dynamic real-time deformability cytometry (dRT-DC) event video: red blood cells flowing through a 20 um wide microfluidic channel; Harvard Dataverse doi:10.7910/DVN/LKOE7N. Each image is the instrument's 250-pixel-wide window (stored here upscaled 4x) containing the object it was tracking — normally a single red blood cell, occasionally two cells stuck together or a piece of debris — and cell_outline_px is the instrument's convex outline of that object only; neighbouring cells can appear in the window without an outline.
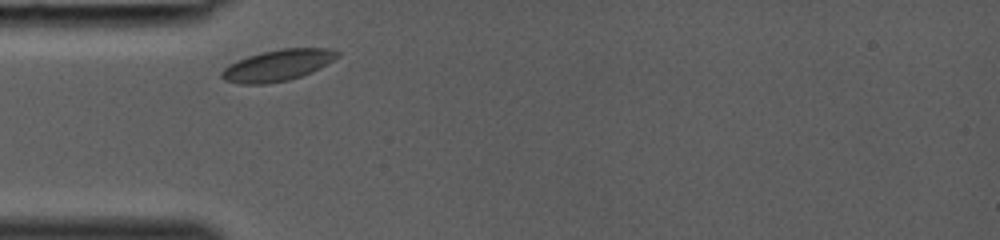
{"species": "common noctule bat (a hibernating species)", "species_latin": "Nyctalus noctula", "temperature_condition": "room temperature", "stored_images_in_passage": 4, "camera_frame_rate_fps": 3000, "um_per_image_px": 0.085, "animal": {"sex": "female", "body_mass_g": 19.0, "forearm_length_mm": 53.3}, "frame": {"image": 1, "passage_image": 1, "time_ms": 0.0, "image_size_px": [1000, 240], "cell_outline_px": [[340, 56], [320, 68], [312, 72], [288, 80], [264, 84], [240, 84], [224, 80], [220, 76], [220, 72], [228, 64], [248, 56], [280, 48], [328, 48], [340, 52]], "centroid_in_image_um": [23.6, 5.55], "position_along_channel_um": 61.4, "area_um2": 21.1}}
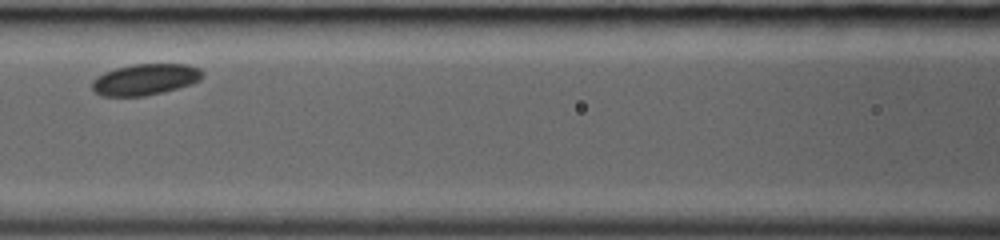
{"frame": {"image": 2, "passage_image": 3, "time_ms": 0.667, "image_size_px": [1000, 240], "cell_outline_px": [[204, 76], [200, 80], [192, 84], [164, 92], [144, 96], [100, 96], [92, 88], [92, 80], [96, 76], [104, 72], [116, 68], [132, 64], [188, 64], [200, 68], [204, 72]], "centroid_in_image_um": [12.36, 6.75], "position_along_channel_um": 154.2, "area_um2": 20.35}}
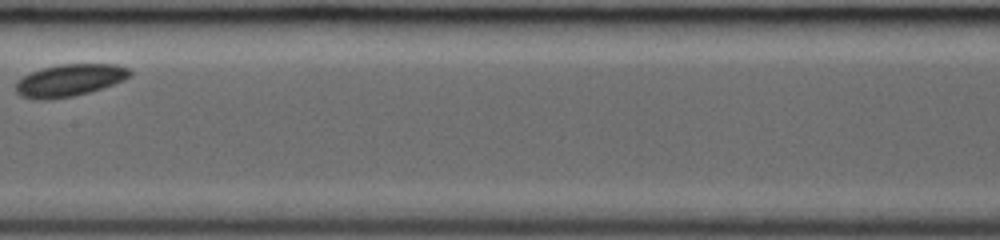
{"frame": {"image": 3, "passage_image": 4, "time_ms": 1.0, "image_size_px": [1000, 240], "cell_outline_px": [[132, 72], [124, 80], [88, 92], [72, 96], [48, 100], [32, 100], [20, 96], [16, 92], [16, 84], [24, 76], [40, 68], [60, 64], [116, 64], [132, 68]], "centroid_in_image_um": [5.9, 6.82], "position_along_channel_um": 201.5, "area_um2": 21.39}}